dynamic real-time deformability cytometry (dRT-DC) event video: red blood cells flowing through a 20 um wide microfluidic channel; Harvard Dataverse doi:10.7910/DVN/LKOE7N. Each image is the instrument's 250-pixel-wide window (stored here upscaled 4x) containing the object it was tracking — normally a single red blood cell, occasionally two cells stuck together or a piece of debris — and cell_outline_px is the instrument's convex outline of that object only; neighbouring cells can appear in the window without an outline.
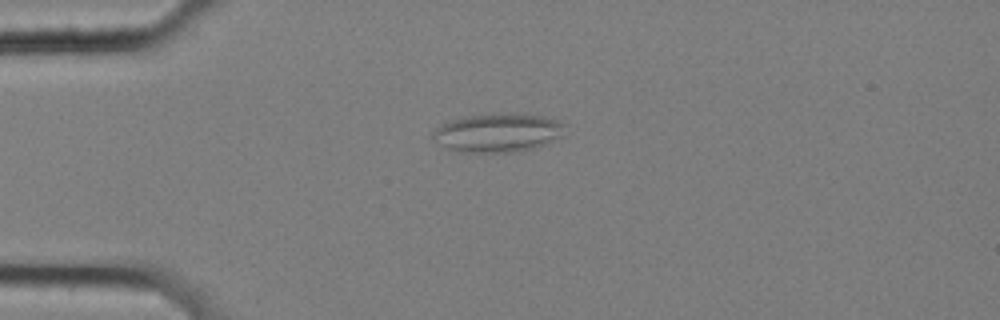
{"species": "common noctule bat (a hibernating species)", "species_latin": "Nyctalus noctula", "temperature_condition": "cold", "stored_images_in_passage": 58, "camera_frame_rate_fps": 3000, "um_per_image_px": 0.085, "animal": {"sex": "female", "body_mass_g": 25.1}, "frame": {"image": 1, "passage_image": 15, "time_ms": 4.667, "image_size_px": [1000, 320], "cell_outline_px": [[564, 124], [560, 136], [544, 144], [532, 148], [516, 152], [460, 152], [448, 148], [432, 136], [432, 132], [436, 128], [452, 120], [468, 116], [544, 116], [556, 120]], "centroid_in_image_um": [42.29, 11.33], "position_along_channel_um": 42.7, "area_um2": 28.15}}
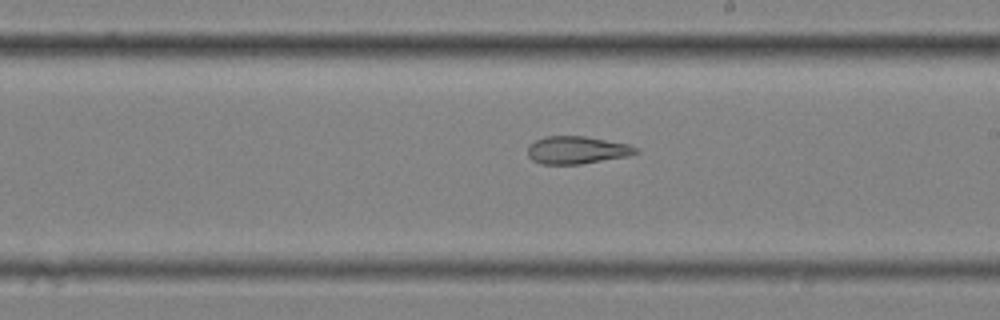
{"frame": {"image": 2, "passage_image": 34, "time_ms": 11.0, "image_size_px": [1000, 320], "cell_outline_px": [[640, 152], [628, 156], [580, 164], [540, 164], [532, 160], [528, 156], [528, 144], [544, 136], [584, 136], [628, 144], [636, 148]], "centroid_in_image_um": [49.0, 12.75], "position_along_channel_um": 240.0, "area_um2": 17.4}}
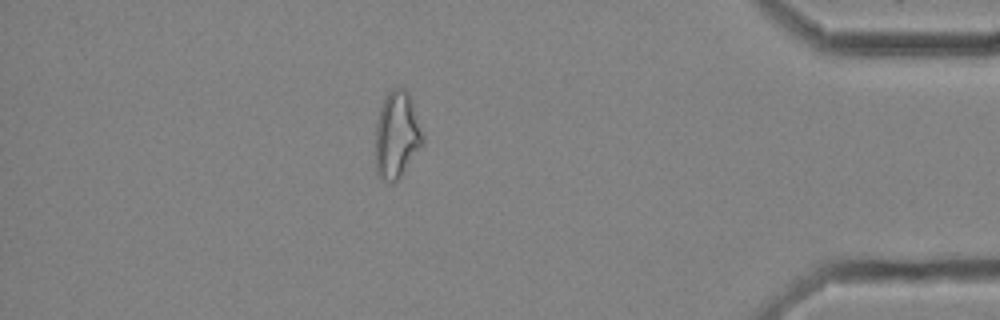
{"frame": {"image": 3, "passage_image": 51, "time_ms": 16.667, "image_size_px": [1000, 320], "cell_outline_px": [[424, 144], [400, 176], [392, 184], [384, 180], [376, 172], [376, 124], [380, 108], [388, 92], [392, 88], [404, 88], [408, 92], [412, 100], [424, 136]], "centroid_in_image_um": [33.74, 11.47], "position_along_channel_um": 401.5, "area_um2": 23.87}, "authors_computed_cell_mechanics": {"area_um2": 23.6691, "velocity_mm_per_s": 3.5051, "shape_relaxation_time_tau1_ms": null, "shape_relaxation_time_tau2_ms": 3.3561, "deformation_change_tau1": null, "deformation_change_tau2": 0.1187}}